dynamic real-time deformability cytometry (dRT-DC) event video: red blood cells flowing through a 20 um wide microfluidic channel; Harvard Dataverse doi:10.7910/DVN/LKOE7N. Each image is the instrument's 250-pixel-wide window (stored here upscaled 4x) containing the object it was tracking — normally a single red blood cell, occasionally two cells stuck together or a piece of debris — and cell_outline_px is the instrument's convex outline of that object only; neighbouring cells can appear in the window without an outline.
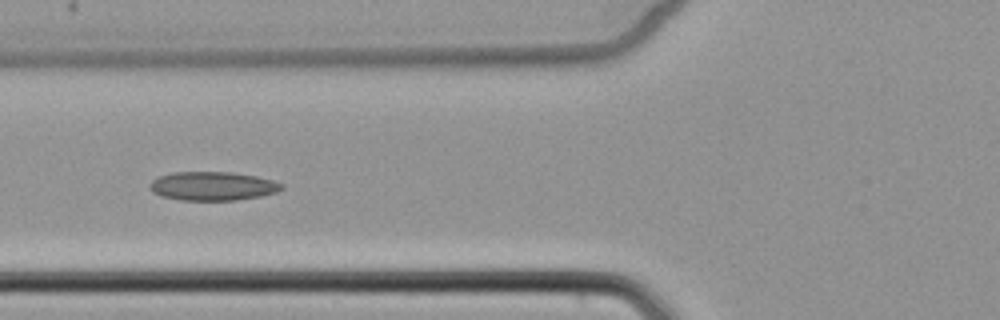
{"species": "common noctule bat (a hibernating species)", "species_latin": "Nyctalus noctula", "temperature_condition": "cold", "stored_images_in_passage": 6, "camera_frame_rate_fps": 3000, "um_per_image_px": 0.085, "animal": {"sex": "female", "body_mass_g": 22.7, "forearm_length_mm": 54.2}, "frame": {"image": 1, "passage_image": 5, "time_ms": 5.667, "image_size_px": [1000, 320], "cell_outline_px": [[284, 188], [276, 192], [260, 196], [236, 200], [180, 200], [160, 196], [152, 192], [148, 184], [152, 180], [160, 176], [172, 172], [232, 172], [256, 176], [272, 180], [284, 184]], "centroid_in_image_um": [18.06, 15.81], "position_along_channel_um": 107.7, "area_um2": 22.2}}
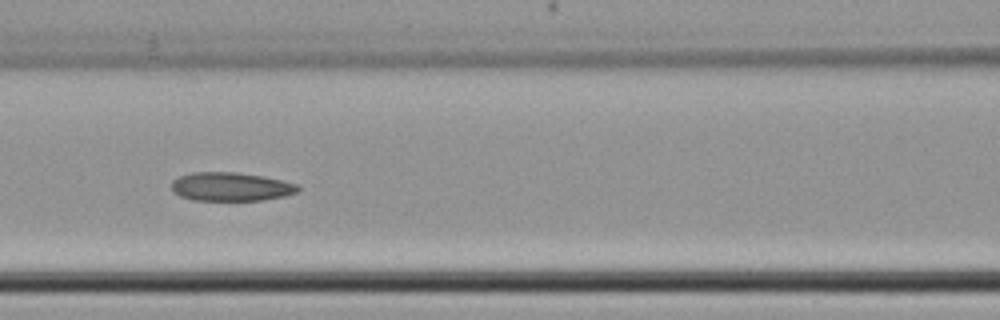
{"frame": {"image": 2, "passage_image": 6, "time_ms": 6.667, "image_size_px": [1000, 320], "cell_outline_px": [[300, 188], [296, 192], [284, 196], [264, 200], [192, 200], [180, 196], [172, 192], [172, 180], [180, 176], [192, 172], [236, 172], [264, 176], [296, 184]], "centroid_in_image_um": [19.59, 15.87], "position_along_channel_um": 147.0, "area_um2": 21.1}}